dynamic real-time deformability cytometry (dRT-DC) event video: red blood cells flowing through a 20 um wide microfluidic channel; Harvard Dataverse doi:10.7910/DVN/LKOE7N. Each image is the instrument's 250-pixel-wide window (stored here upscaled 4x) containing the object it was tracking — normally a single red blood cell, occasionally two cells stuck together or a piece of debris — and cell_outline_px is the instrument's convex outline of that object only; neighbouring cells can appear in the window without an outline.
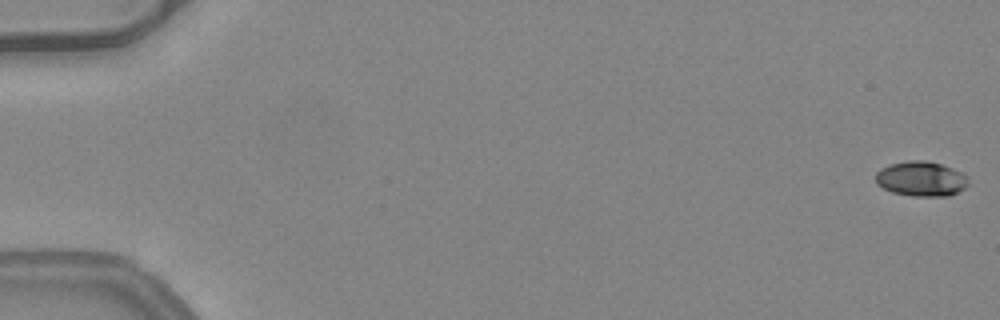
{"species": "common noctule bat (a hibernating species)", "species_latin": "Nyctalus noctula", "temperature_condition": "warm", "stored_images_in_passage": 52, "camera_frame_rate_fps": 3000, "um_per_image_px": 0.085, "animal": {"sex": "female", "body_mass_g": 24.6, "forearm_length_mm": 56.2}, "frame": {"image": 1, "passage_image": 1, "time_ms": 0.0, "image_size_px": [1000, 320], "cell_outline_px": [[968, 184], [964, 188], [948, 196], [912, 196], [892, 192], [876, 184], [876, 172], [880, 168], [892, 164], [908, 160], [924, 160], [940, 164], [952, 168], [968, 176]], "centroid_in_image_um": [78.29, 15.2], "position_along_channel_um": 6.7, "area_um2": 18.79}}
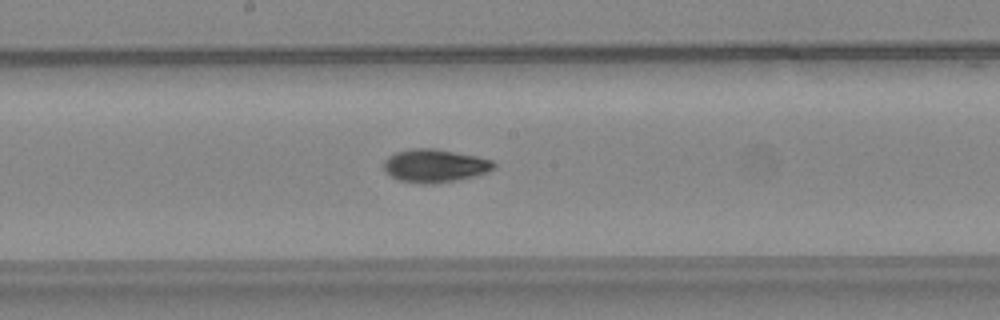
{"frame": {"image": 2, "passage_image": 29, "time_ms": 9.333, "image_size_px": [1000, 320], "cell_outline_px": [[496, 168], [488, 172], [476, 176], [456, 180], [432, 184], [420, 184], [396, 180], [384, 172], [384, 160], [388, 156], [396, 152], [412, 148], [432, 148], [476, 156], [492, 160], [496, 164]], "centroid_in_image_um": [36.94, 14.1], "position_along_channel_um": 211.3, "area_um2": 21.5}}
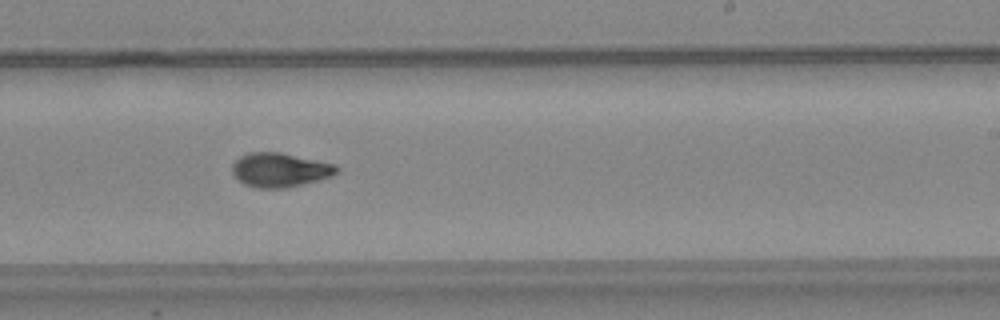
{"frame": {"image": 3, "passage_image": 33, "time_ms": 10.667, "image_size_px": [1000, 320], "cell_outline_px": [[340, 172], [332, 176], [320, 180], [304, 184], [284, 188], [256, 188], [244, 184], [232, 172], [232, 164], [240, 156], [248, 152], [280, 152], [336, 164], [340, 168]], "centroid_in_image_um": [23.84, 14.44], "position_along_channel_um": 265.2, "area_um2": 20.98}, "authors_computed_cell_mechanics": {"area_um2": 19.9121, "velocity_mm_per_s": 4.0645, "shape_relaxation_time_tau1_ms": 5.0487, "shape_relaxation_time_tau2_ms": 2.4603, "deformation_change_tau1": 0.1876, "deformation_change_tau2": 0.0712}}